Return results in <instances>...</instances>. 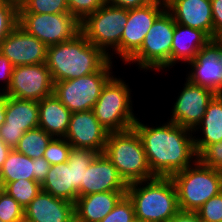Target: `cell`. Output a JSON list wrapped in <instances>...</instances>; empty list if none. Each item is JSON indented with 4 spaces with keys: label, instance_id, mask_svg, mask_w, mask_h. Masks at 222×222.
<instances>
[{
    "label": "cell",
    "instance_id": "cell-1",
    "mask_svg": "<svg viewBox=\"0 0 222 222\" xmlns=\"http://www.w3.org/2000/svg\"><path fill=\"white\" fill-rule=\"evenodd\" d=\"M137 118L133 128L139 134L150 170L155 176L170 177L193 164L198 156L193 132L178 124L165 121L151 125Z\"/></svg>",
    "mask_w": 222,
    "mask_h": 222
},
{
    "label": "cell",
    "instance_id": "cell-30",
    "mask_svg": "<svg viewBox=\"0 0 222 222\" xmlns=\"http://www.w3.org/2000/svg\"><path fill=\"white\" fill-rule=\"evenodd\" d=\"M19 4L0 0V43L18 25Z\"/></svg>",
    "mask_w": 222,
    "mask_h": 222
},
{
    "label": "cell",
    "instance_id": "cell-28",
    "mask_svg": "<svg viewBox=\"0 0 222 222\" xmlns=\"http://www.w3.org/2000/svg\"><path fill=\"white\" fill-rule=\"evenodd\" d=\"M22 207H26L42 190L41 184L35 180L20 179L8 182L3 188Z\"/></svg>",
    "mask_w": 222,
    "mask_h": 222
},
{
    "label": "cell",
    "instance_id": "cell-21",
    "mask_svg": "<svg viewBox=\"0 0 222 222\" xmlns=\"http://www.w3.org/2000/svg\"><path fill=\"white\" fill-rule=\"evenodd\" d=\"M166 9L173 15L176 23L199 29L214 39L210 0H170Z\"/></svg>",
    "mask_w": 222,
    "mask_h": 222
},
{
    "label": "cell",
    "instance_id": "cell-36",
    "mask_svg": "<svg viewBox=\"0 0 222 222\" xmlns=\"http://www.w3.org/2000/svg\"><path fill=\"white\" fill-rule=\"evenodd\" d=\"M198 160L204 165L222 172V141L208 145L198 155Z\"/></svg>",
    "mask_w": 222,
    "mask_h": 222
},
{
    "label": "cell",
    "instance_id": "cell-27",
    "mask_svg": "<svg viewBox=\"0 0 222 222\" xmlns=\"http://www.w3.org/2000/svg\"><path fill=\"white\" fill-rule=\"evenodd\" d=\"M52 138L51 135L46 133L40 127L30 129L20 138L14 149L31 159L41 158Z\"/></svg>",
    "mask_w": 222,
    "mask_h": 222
},
{
    "label": "cell",
    "instance_id": "cell-32",
    "mask_svg": "<svg viewBox=\"0 0 222 222\" xmlns=\"http://www.w3.org/2000/svg\"><path fill=\"white\" fill-rule=\"evenodd\" d=\"M71 144L65 138L53 137L48 143L43 157L52 165L65 163L68 160Z\"/></svg>",
    "mask_w": 222,
    "mask_h": 222
},
{
    "label": "cell",
    "instance_id": "cell-14",
    "mask_svg": "<svg viewBox=\"0 0 222 222\" xmlns=\"http://www.w3.org/2000/svg\"><path fill=\"white\" fill-rule=\"evenodd\" d=\"M54 92V82L46 63L15 66L8 89L9 97L40 101Z\"/></svg>",
    "mask_w": 222,
    "mask_h": 222
},
{
    "label": "cell",
    "instance_id": "cell-22",
    "mask_svg": "<svg viewBox=\"0 0 222 222\" xmlns=\"http://www.w3.org/2000/svg\"><path fill=\"white\" fill-rule=\"evenodd\" d=\"M210 40L205 32L176 23L171 47V68L177 64L183 66L182 63L186 66Z\"/></svg>",
    "mask_w": 222,
    "mask_h": 222
},
{
    "label": "cell",
    "instance_id": "cell-40",
    "mask_svg": "<svg viewBox=\"0 0 222 222\" xmlns=\"http://www.w3.org/2000/svg\"><path fill=\"white\" fill-rule=\"evenodd\" d=\"M154 0H106V3L115 7H121L126 9L144 7Z\"/></svg>",
    "mask_w": 222,
    "mask_h": 222
},
{
    "label": "cell",
    "instance_id": "cell-7",
    "mask_svg": "<svg viewBox=\"0 0 222 222\" xmlns=\"http://www.w3.org/2000/svg\"><path fill=\"white\" fill-rule=\"evenodd\" d=\"M174 182L179 209L196 212L207 200L222 191V172L198 159L170 176Z\"/></svg>",
    "mask_w": 222,
    "mask_h": 222
},
{
    "label": "cell",
    "instance_id": "cell-35",
    "mask_svg": "<svg viewBox=\"0 0 222 222\" xmlns=\"http://www.w3.org/2000/svg\"><path fill=\"white\" fill-rule=\"evenodd\" d=\"M69 13L80 22L89 14L101 8L106 0H67Z\"/></svg>",
    "mask_w": 222,
    "mask_h": 222
},
{
    "label": "cell",
    "instance_id": "cell-39",
    "mask_svg": "<svg viewBox=\"0 0 222 222\" xmlns=\"http://www.w3.org/2000/svg\"><path fill=\"white\" fill-rule=\"evenodd\" d=\"M51 164L44 158L34 159L35 181L42 184L47 177Z\"/></svg>",
    "mask_w": 222,
    "mask_h": 222
},
{
    "label": "cell",
    "instance_id": "cell-38",
    "mask_svg": "<svg viewBox=\"0 0 222 222\" xmlns=\"http://www.w3.org/2000/svg\"><path fill=\"white\" fill-rule=\"evenodd\" d=\"M213 26H214V38L222 33V0H210Z\"/></svg>",
    "mask_w": 222,
    "mask_h": 222
},
{
    "label": "cell",
    "instance_id": "cell-11",
    "mask_svg": "<svg viewBox=\"0 0 222 222\" xmlns=\"http://www.w3.org/2000/svg\"><path fill=\"white\" fill-rule=\"evenodd\" d=\"M20 25L47 47L73 40L81 33L80 21L71 13H19Z\"/></svg>",
    "mask_w": 222,
    "mask_h": 222
},
{
    "label": "cell",
    "instance_id": "cell-34",
    "mask_svg": "<svg viewBox=\"0 0 222 222\" xmlns=\"http://www.w3.org/2000/svg\"><path fill=\"white\" fill-rule=\"evenodd\" d=\"M196 212L203 222H222V191L207 200Z\"/></svg>",
    "mask_w": 222,
    "mask_h": 222
},
{
    "label": "cell",
    "instance_id": "cell-41",
    "mask_svg": "<svg viewBox=\"0 0 222 222\" xmlns=\"http://www.w3.org/2000/svg\"><path fill=\"white\" fill-rule=\"evenodd\" d=\"M169 222H203L197 212L180 210Z\"/></svg>",
    "mask_w": 222,
    "mask_h": 222
},
{
    "label": "cell",
    "instance_id": "cell-29",
    "mask_svg": "<svg viewBox=\"0 0 222 222\" xmlns=\"http://www.w3.org/2000/svg\"><path fill=\"white\" fill-rule=\"evenodd\" d=\"M67 0H22L19 13L56 14L68 13Z\"/></svg>",
    "mask_w": 222,
    "mask_h": 222
},
{
    "label": "cell",
    "instance_id": "cell-3",
    "mask_svg": "<svg viewBox=\"0 0 222 222\" xmlns=\"http://www.w3.org/2000/svg\"><path fill=\"white\" fill-rule=\"evenodd\" d=\"M126 195L134 205L135 220L139 222H169L180 211L170 177L156 176L128 184Z\"/></svg>",
    "mask_w": 222,
    "mask_h": 222
},
{
    "label": "cell",
    "instance_id": "cell-43",
    "mask_svg": "<svg viewBox=\"0 0 222 222\" xmlns=\"http://www.w3.org/2000/svg\"><path fill=\"white\" fill-rule=\"evenodd\" d=\"M11 148L0 139V169L2 168Z\"/></svg>",
    "mask_w": 222,
    "mask_h": 222
},
{
    "label": "cell",
    "instance_id": "cell-17",
    "mask_svg": "<svg viewBox=\"0 0 222 222\" xmlns=\"http://www.w3.org/2000/svg\"><path fill=\"white\" fill-rule=\"evenodd\" d=\"M0 53L7 57L14 67L36 65L46 63L47 46L17 25L1 41Z\"/></svg>",
    "mask_w": 222,
    "mask_h": 222
},
{
    "label": "cell",
    "instance_id": "cell-2",
    "mask_svg": "<svg viewBox=\"0 0 222 222\" xmlns=\"http://www.w3.org/2000/svg\"><path fill=\"white\" fill-rule=\"evenodd\" d=\"M109 57L81 33L73 40L47 47L46 65L53 82L75 79L98 72Z\"/></svg>",
    "mask_w": 222,
    "mask_h": 222
},
{
    "label": "cell",
    "instance_id": "cell-31",
    "mask_svg": "<svg viewBox=\"0 0 222 222\" xmlns=\"http://www.w3.org/2000/svg\"><path fill=\"white\" fill-rule=\"evenodd\" d=\"M0 219L3 222H24V207L0 188Z\"/></svg>",
    "mask_w": 222,
    "mask_h": 222
},
{
    "label": "cell",
    "instance_id": "cell-45",
    "mask_svg": "<svg viewBox=\"0 0 222 222\" xmlns=\"http://www.w3.org/2000/svg\"><path fill=\"white\" fill-rule=\"evenodd\" d=\"M154 1H160V2H163V3H168L170 0H154Z\"/></svg>",
    "mask_w": 222,
    "mask_h": 222
},
{
    "label": "cell",
    "instance_id": "cell-13",
    "mask_svg": "<svg viewBox=\"0 0 222 222\" xmlns=\"http://www.w3.org/2000/svg\"><path fill=\"white\" fill-rule=\"evenodd\" d=\"M182 86L175 102H171L173 105L167 120L193 131L201 122L216 93L190 82L187 78Z\"/></svg>",
    "mask_w": 222,
    "mask_h": 222
},
{
    "label": "cell",
    "instance_id": "cell-4",
    "mask_svg": "<svg viewBox=\"0 0 222 222\" xmlns=\"http://www.w3.org/2000/svg\"><path fill=\"white\" fill-rule=\"evenodd\" d=\"M103 153L127 185L156 177L150 170L142 140L134 128L109 132Z\"/></svg>",
    "mask_w": 222,
    "mask_h": 222
},
{
    "label": "cell",
    "instance_id": "cell-37",
    "mask_svg": "<svg viewBox=\"0 0 222 222\" xmlns=\"http://www.w3.org/2000/svg\"><path fill=\"white\" fill-rule=\"evenodd\" d=\"M14 70V66L9 59L0 53V92L4 93L11 81V76Z\"/></svg>",
    "mask_w": 222,
    "mask_h": 222
},
{
    "label": "cell",
    "instance_id": "cell-18",
    "mask_svg": "<svg viewBox=\"0 0 222 222\" xmlns=\"http://www.w3.org/2000/svg\"><path fill=\"white\" fill-rule=\"evenodd\" d=\"M109 131L95 117L93 110L71 114L65 139L73 147L86 148L103 153Z\"/></svg>",
    "mask_w": 222,
    "mask_h": 222
},
{
    "label": "cell",
    "instance_id": "cell-15",
    "mask_svg": "<svg viewBox=\"0 0 222 222\" xmlns=\"http://www.w3.org/2000/svg\"><path fill=\"white\" fill-rule=\"evenodd\" d=\"M38 101L7 96L5 121L0 126V139L14 149L26 131L39 127Z\"/></svg>",
    "mask_w": 222,
    "mask_h": 222
},
{
    "label": "cell",
    "instance_id": "cell-26",
    "mask_svg": "<svg viewBox=\"0 0 222 222\" xmlns=\"http://www.w3.org/2000/svg\"><path fill=\"white\" fill-rule=\"evenodd\" d=\"M20 179L35 180L34 159L11 149L0 169V188Z\"/></svg>",
    "mask_w": 222,
    "mask_h": 222
},
{
    "label": "cell",
    "instance_id": "cell-5",
    "mask_svg": "<svg viewBox=\"0 0 222 222\" xmlns=\"http://www.w3.org/2000/svg\"><path fill=\"white\" fill-rule=\"evenodd\" d=\"M130 88L123 77L114 74L101 90L92 110L99 123L109 132L132 129L137 121L138 113L133 110V89Z\"/></svg>",
    "mask_w": 222,
    "mask_h": 222
},
{
    "label": "cell",
    "instance_id": "cell-9",
    "mask_svg": "<svg viewBox=\"0 0 222 222\" xmlns=\"http://www.w3.org/2000/svg\"><path fill=\"white\" fill-rule=\"evenodd\" d=\"M109 60L98 72L54 82V94L71 113L92 110L106 82L116 73ZM114 66V67H113Z\"/></svg>",
    "mask_w": 222,
    "mask_h": 222
},
{
    "label": "cell",
    "instance_id": "cell-10",
    "mask_svg": "<svg viewBox=\"0 0 222 222\" xmlns=\"http://www.w3.org/2000/svg\"><path fill=\"white\" fill-rule=\"evenodd\" d=\"M127 19L128 9L105 3L80 22L81 34L109 56L120 45Z\"/></svg>",
    "mask_w": 222,
    "mask_h": 222
},
{
    "label": "cell",
    "instance_id": "cell-24",
    "mask_svg": "<svg viewBox=\"0 0 222 222\" xmlns=\"http://www.w3.org/2000/svg\"><path fill=\"white\" fill-rule=\"evenodd\" d=\"M197 156L213 143L222 141V94L209 102L201 122L192 131Z\"/></svg>",
    "mask_w": 222,
    "mask_h": 222
},
{
    "label": "cell",
    "instance_id": "cell-46",
    "mask_svg": "<svg viewBox=\"0 0 222 222\" xmlns=\"http://www.w3.org/2000/svg\"><path fill=\"white\" fill-rule=\"evenodd\" d=\"M10 1H13V2L19 4L22 0H10Z\"/></svg>",
    "mask_w": 222,
    "mask_h": 222
},
{
    "label": "cell",
    "instance_id": "cell-33",
    "mask_svg": "<svg viewBox=\"0 0 222 222\" xmlns=\"http://www.w3.org/2000/svg\"><path fill=\"white\" fill-rule=\"evenodd\" d=\"M134 205L127 195H125L100 222H134Z\"/></svg>",
    "mask_w": 222,
    "mask_h": 222
},
{
    "label": "cell",
    "instance_id": "cell-16",
    "mask_svg": "<svg viewBox=\"0 0 222 222\" xmlns=\"http://www.w3.org/2000/svg\"><path fill=\"white\" fill-rule=\"evenodd\" d=\"M186 66L189 71L186 70L185 78L190 82L222 94V50L214 39L203 46Z\"/></svg>",
    "mask_w": 222,
    "mask_h": 222
},
{
    "label": "cell",
    "instance_id": "cell-6",
    "mask_svg": "<svg viewBox=\"0 0 222 222\" xmlns=\"http://www.w3.org/2000/svg\"><path fill=\"white\" fill-rule=\"evenodd\" d=\"M175 24L173 15L165 9L153 22L140 49L124 65L131 68L135 64L138 72L145 71L146 75L150 71H170Z\"/></svg>",
    "mask_w": 222,
    "mask_h": 222
},
{
    "label": "cell",
    "instance_id": "cell-20",
    "mask_svg": "<svg viewBox=\"0 0 222 222\" xmlns=\"http://www.w3.org/2000/svg\"><path fill=\"white\" fill-rule=\"evenodd\" d=\"M24 222H75V204L41 190L24 208Z\"/></svg>",
    "mask_w": 222,
    "mask_h": 222
},
{
    "label": "cell",
    "instance_id": "cell-12",
    "mask_svg": "<svg viewBox=\"0 0 222 222\" xmlns=\"http://www.w3.org/2000/svg\"><path fill=\"white\" fill-rule=\"evenodd\" d=\"M165 9L166 3L160 1L128 9L127 24L123 28L120 45L108 56L109 59L114 61L118 57L124 65L140 49L153 22Z\"/></svg>",
    "mask_w": 222,
    "mask_h": 222
},
{
    "label": "cell",
    "instance_id": "cell-44",
    "mask_svg": "<svg viewBox=\"0 0 222 222\" xmlns=\"http://www.w3.org/2000/svg\"><path fill=\"white\" fill-rule=\"evenodd\" d=\"M214 40L221 46V50H222V33H219Z\"/></svg>",
    "mask_w": 222,
    "mask_h": 222
},
{
    "label": "cell",
    "instance_id": "cell-8",
    "mask_svg": "<svg viewBox=\"0 0 222 222\" xmlns=\"http://www.w3.org/2000/svg\"><path fill=\"white\" fill-rule=\"evenodd\" d=\"M97 154L93 150L72 146L67 162L50 167L41 184L42 191L75 204L85 171Z\"/></svg>",
    "mask_w": 222,
    "mask_h": 222
},
{
    "label": "cell",
    "instance_id": "cell-42",
    "mask_svg": "<svg viewBox=\"0 0 222 222\" xmlns=\"http://www.w3.org/2000/svg\"><path fill=\"white\" fill-rule=\"evenodd\" d=\"M7 105V95L0 92V126L5 121V111Z\"/></svg>",
    "mask_w": 222,
    "mask_h": 222
},
{
    "label": "cell",
    "instance_id": "cell-23",
    "mask_svg": "<svg viewBox=\"0 0 222 222\" xmlns=\"http://www.w3.org/2000/svg\"><path fill=\"white\" fill-rule=\"evenodd\" d=\"M126 195V191H107L77 197L75 222H100Z\"/></svg>",
    "mask_w": 222,
    "mask_h": 222
},
{
    "label": "cell",
    "instance_id": "cell-19",
    "mask_svg": "<svg viewBox=\"0 0 222 222\" xmlns=\"http://www.w3.org/2000/svg\"><path fill=\"white\" fill-rule=\"evenodd\" d=\"M127 184L104 153L96 155L85 171L79 196L107 191H126Z\"/></svg>",
    "mask_w": 222,
    "mask_h": 222
},
{
    "label": "cell",
    "instance_id": "cell-25",
    "mask_svg": "<svg viewBox=\"0 0 222 222\" xmlns=\"http://www.w3.org/2000/svg\"><path fill=\"white\" fill-rule=\"evenodd\" d=\"M39 127L56 138H64L71 118V112L53 93L38 101Z\"/></svg>",
    "mask_w": 222,
    "mask_h": 222
}]
</instances>
